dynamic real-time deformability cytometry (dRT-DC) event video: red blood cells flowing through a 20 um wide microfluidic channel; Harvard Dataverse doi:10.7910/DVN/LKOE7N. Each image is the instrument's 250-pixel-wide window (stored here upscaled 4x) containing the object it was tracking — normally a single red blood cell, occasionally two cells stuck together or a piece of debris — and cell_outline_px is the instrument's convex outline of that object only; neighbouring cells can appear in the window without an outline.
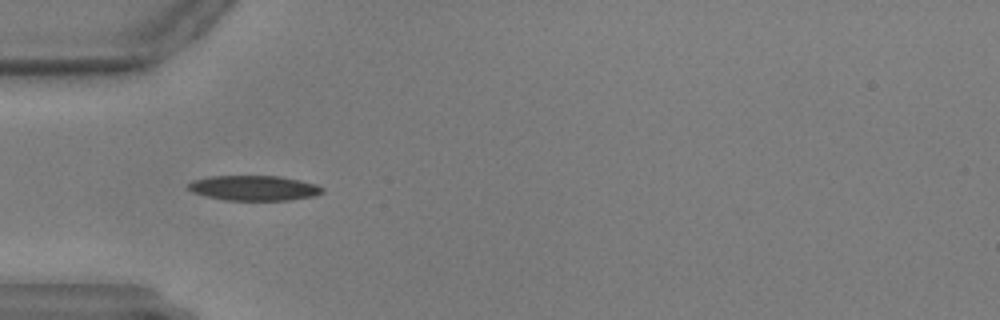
{"species": "common noctule bat (a hibernating species)", "species_latin": "Nyctalus noctula", "temperature_condition": "warm", "stored_images_in_passage": 43, "camera_frame_rate_fps": 3000, "um_per_image_px": 0.085, "animal": {"sex": "male", "body_mass_g": 17.9, "forearm_length_mm": 54.2}, "frame": {"image": 1, "passage_image": 6, "time_ms": 1.667, "image_size_px": [1000, 320], "cell_outline_px": [[324, 192], [316, 196], [288, 200], [224, 200], [192, 192], [188, 188], [188, 184], [192, 180], [212, 176], [280, 176], [300, 180], [316, 184], [324, 188]], "centroid_in_image_um": [21.63, 15.98], "position_along_channel_um": 63.4, "area_um2": 19.59}}
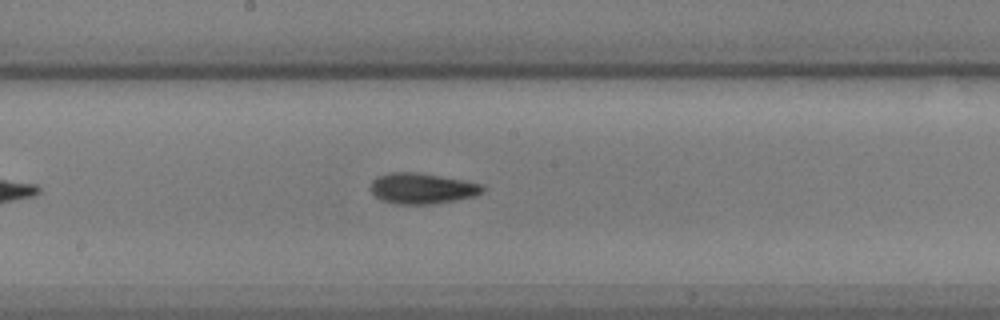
{"frame": {"image": 2, "passage_image": 19, "time_ms": 6.0, "image_size_px": [1000, 320], "cell_outline_px": [[484, 192], [476, 196], [432, 204], [396, 204], [380, 200], [372, 192], [372, 180], [376, 176], [392, 172], [416, 172], [464, 180], [484, 184]], "centroid_in_image_um": [35.9, 16.01], "position_along_channel_um": 212.3, "area_um2": 20.11}}
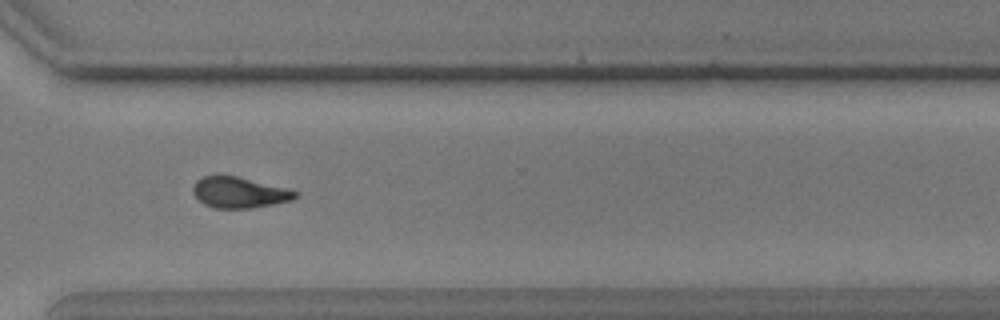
{"frame": {"image": 3, "passage_image": 31, "time_ms": 10.0, "image_size_px": [1000, 320], "cell_outline_px": [[296, 196], [292, 200], [252, 208], [216, 208], [204, 204], [192, 192], [192, 188], [196, 180], [204, 176], [236, 176], [284, 188], [296, 192]], "centroid_in_image_um": [20.28, 16.37], "position_along_channel_um": 350.3, "area_um2": 17.92}}